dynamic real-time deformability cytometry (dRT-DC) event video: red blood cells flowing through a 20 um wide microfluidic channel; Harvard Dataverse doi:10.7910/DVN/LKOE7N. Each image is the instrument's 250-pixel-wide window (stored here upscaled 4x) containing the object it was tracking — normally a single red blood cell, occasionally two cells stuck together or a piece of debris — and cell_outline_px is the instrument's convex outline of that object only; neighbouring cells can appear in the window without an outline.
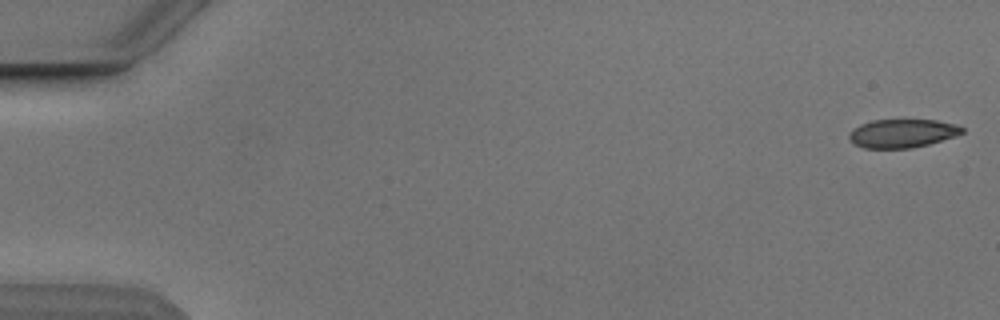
{"species": "Egyptian fruit bat (a non-hibernating species)", "species_latin": "Rousettus aegyptiacus", "temperature_condition": "cold", "stored_images_in_passage": 5, "camera_frame_rate_fps": 3000, "um_per_image_px": 0.085, "animal": {"sex": "male"}, "frame": {"image": 1, "passage_image": 1, "time_ms": 0.0, "image_size_px": [1000, 320], "cell_outline_px": [[964, 132], [956, 136], [928, 144], [912, 148], [864, 148], [852, 144], [848, 136], [848, 132], [860, 124], [872, 120], [936, 120], [956, 124], [964, 128]], "centroid_in_image_um": [76.67, 11.33], "position_along_channel_um": 8.3, "area_um2": 18.9}}
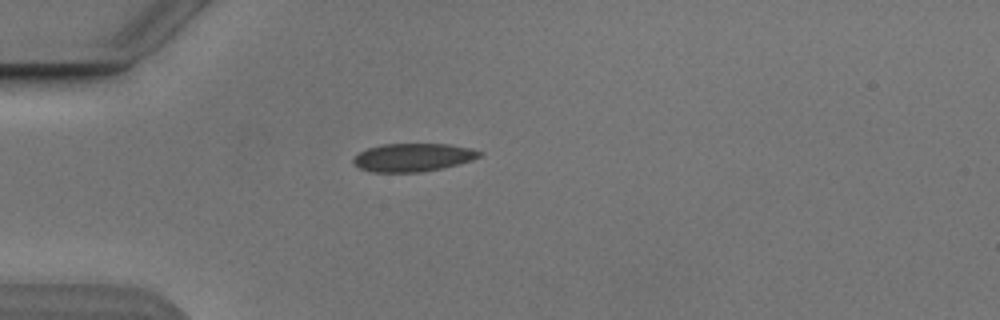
{"frame": {"image": 2, "passage_image": 5, "time_ms": 4.667, "image_size_px": [1000, 320], "cell_outline_px": [[484, 156], [460, 164], [444, 168], [424, 172], [372, 172], [360, 168], [352, 164], [352, 160], [360, 152], [368, 148], [380, 144], [448, 144], [472, 148], [484, 152]], "centroid_in_image_um": [35.16, 13.38], "position_along_channel_um": 49.8, "area_um2": 21.04}}